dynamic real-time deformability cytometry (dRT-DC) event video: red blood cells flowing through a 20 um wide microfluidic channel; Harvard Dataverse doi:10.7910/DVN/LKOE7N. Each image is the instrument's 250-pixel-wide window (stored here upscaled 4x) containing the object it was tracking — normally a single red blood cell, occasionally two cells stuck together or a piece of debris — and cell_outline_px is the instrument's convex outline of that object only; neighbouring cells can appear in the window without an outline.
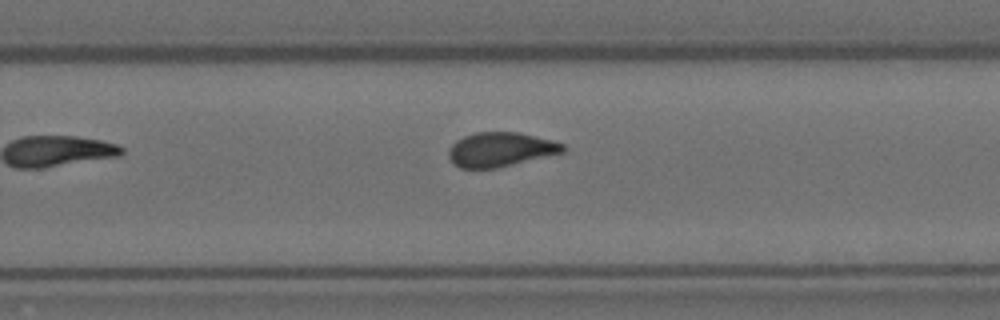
{"species": "Egyptian fruit bat (a non-hibernating species)", "species_latin": "Rousettus aegyptiacus", "temperature_condition": "room temperature", "stored_images_in_passage": 11, "camera_frame_rate_fps": 3000, "um_per_image_px": 0.085, "animal": {"sex": "female"}, "frame": {"image": 1, "passage_image": 10, "time_ms": 3.0, "image_size_px": [1000, 320], "cell_outline_px": [[568, 148], [564, 152], [496, 168], [460, 168], [452, 164], [448, 156], [448, 148], [456, 140], [464, 136], [476, 132], [516, 132], [552, 140], [564, 144]], "centroid_in_image_um": [42.51, 12.71], "position_along_channel_um": 287.3, "area_um2": 22.89}}
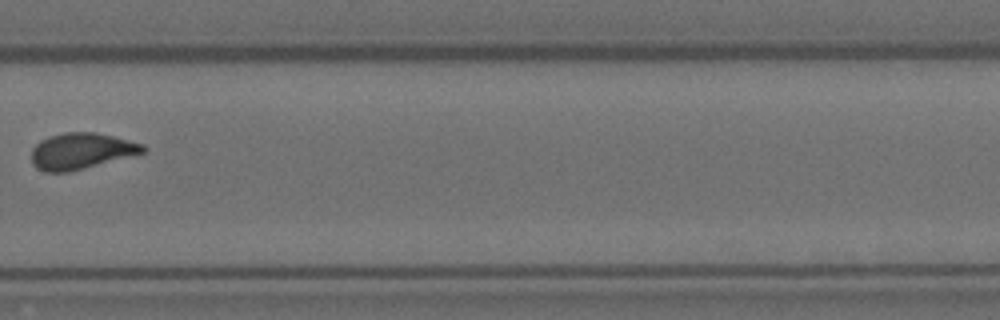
{"frame": {"image": 2, "passage_image": 11, "time_ms": 3.333, "image_size_px": [1000, 320], "cell_outline_px": [[148, 148], [144, 152], [68, 172], [44, 172], [36, 168], [32, 164], [32, 148], [40, 140], [48, 136], [64, 132], [96, 132], [144, 144]], "centroid_in_image_um": [6.86, 12.83], "position_along_channel_um": 322.9, "area_um2": 23.35}}